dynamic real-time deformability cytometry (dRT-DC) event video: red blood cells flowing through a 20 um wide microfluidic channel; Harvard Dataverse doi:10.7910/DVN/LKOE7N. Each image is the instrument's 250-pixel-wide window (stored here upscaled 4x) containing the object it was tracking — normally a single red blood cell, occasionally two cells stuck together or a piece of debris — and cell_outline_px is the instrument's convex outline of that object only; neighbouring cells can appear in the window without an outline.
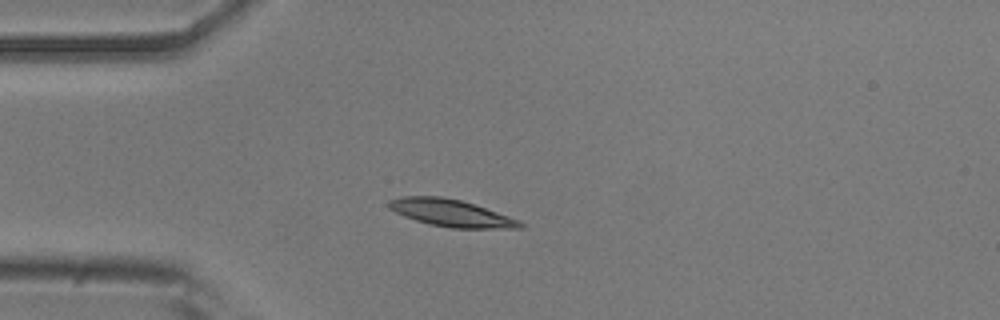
{"species": "common noctule bat (a hibernating species)", "species_latin": "Nyctalus noctula", "temperature_condition": "room temperature", "stored_images_in_passage": 35, "camera_frame_rate_fps": 3000, "um_per_image_px": 0.085, "animal": {"sex": "male", "body_mass_g": 20.5, "forearm_length_mm": 52.5}, "frame": {"image": 1, "passage_image": 1, "time_ms": 0.0, "image_size_px": [1000, 320], "cell_outline_px": [[524, 224], [520, 228], [452, 228], [428, 224], [404, 216], [388, 208], [388, 200], [400, 196], [440, 196], [460, 200], [520, 220]], "centroid_in_image_um": [38.29, 18.1], "position_along_channel_um": 46.7, "area_um2": 20.52}}
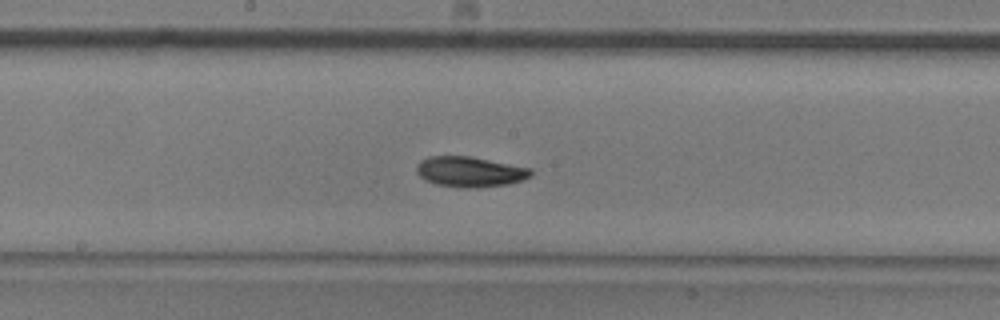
{"frame": {"image": 2, "passage_image": 15, "time_ms": 4.667, "image_size_px": [1000, 320], "cell_outline_px": [[532, 176], [508, 184], [476, 188], [464, 188], [436, 184], [424, 180], [416, 172], [416, 164], [420, 160], [428, 156], [468, 156], [532, 168]], "centroid_in_image_um": [39.91, 14.6], "position_along_channel_um": 208.3, "area_um2": 20.29}}
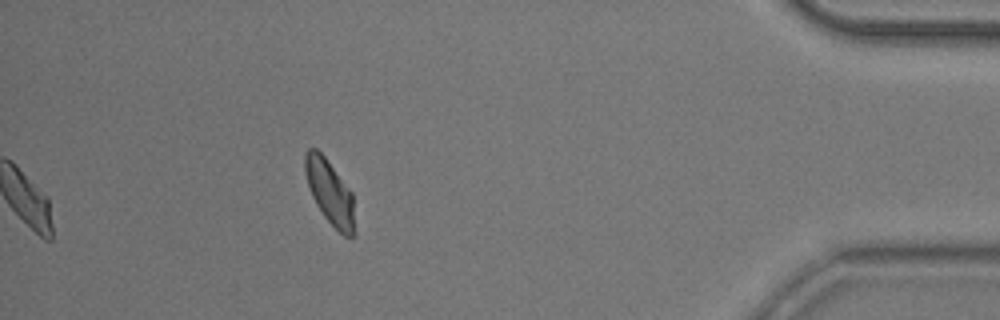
{"frame": {"image": 3, "passage_image": 35, "time_ms": 11.333, "image_size_px": [1000, 320], "cell_outline_px": [[356, 232], [352, 236], [344, 236], [324, 216], [316, 204], [312, 196], [304, 172], [304, 156], [308, 148], [316, 148], [324, 156], [352, 192]], "centroid_in_image_um": [28.04, 16.34], "position_along_channel_um": 407.2, "area_um2": 18.55}, "authors_computed_cell_mechanics": {"area_um2": 19.2474, "velocity_mm_per_s": 3.7617, "shape_relaxation_time_tau1_ms": 3.081, "shape_relaxation_time_tau2_ms": 2.5411, "deformation_change_tau1": 0.1038, "deformation_change_tau2": 0.0568}}